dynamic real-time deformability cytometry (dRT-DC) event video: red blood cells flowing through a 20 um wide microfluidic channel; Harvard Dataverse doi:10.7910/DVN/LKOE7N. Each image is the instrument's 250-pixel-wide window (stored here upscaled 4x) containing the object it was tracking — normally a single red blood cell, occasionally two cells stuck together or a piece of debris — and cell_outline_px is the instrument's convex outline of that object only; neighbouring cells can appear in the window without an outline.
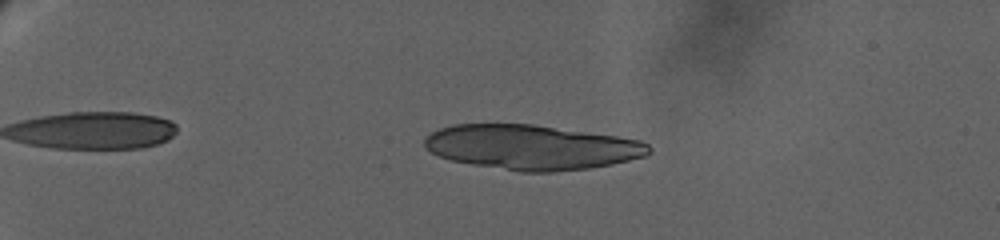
{"species": "human", "species_latin": "Homo sapiens", "temperature_condition": "warm", "stored_images_in_passage": 50, "camera_frame_rate_fps": 3000, "um_per_image_px": 0.085, "donor": {"sex": "female"}, "frame": {"image": 1, "passage_image": 36, "time_ms": 6.333, "image_size_px": [1000, 240], "cell_outline_px": [[652, 152], [644, 156], [612, 164], [588, 168], [552, 172], [520, 172], [472, 164], [452, 160], [440, 156], [432, 152], [424, 144], [424, 140], [432, 132], [440, 128], [452, 124], [532, 124], [616, 136], [640, 140], [648, 144], [652, 148]], "centroid_in_image_um": [45.21, 12.51], "position_along_channel_um": 39.8, "area_um2": 58.26}}